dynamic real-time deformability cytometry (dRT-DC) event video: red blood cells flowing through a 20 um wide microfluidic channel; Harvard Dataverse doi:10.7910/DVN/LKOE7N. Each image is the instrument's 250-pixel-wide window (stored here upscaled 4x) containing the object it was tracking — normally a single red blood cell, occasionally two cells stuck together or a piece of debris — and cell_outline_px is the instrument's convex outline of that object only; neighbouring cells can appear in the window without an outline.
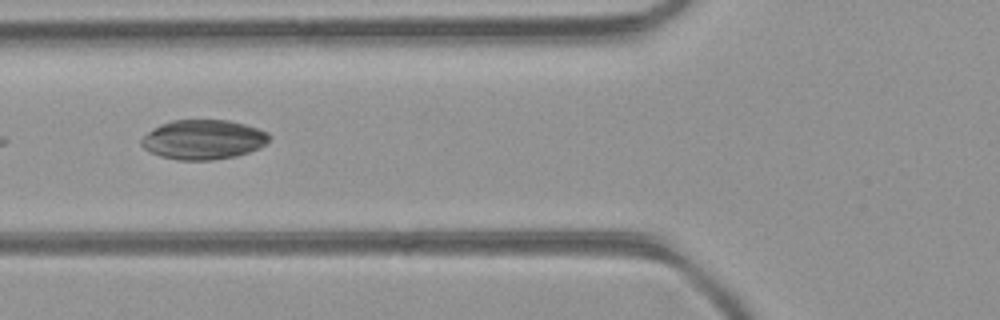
{"species": "common noctule bat (a hibernating species)", "species_latin": "Nyctalus noctula", "temperature_condition": "room temperature", "stored_images_in_passage": 5, "camera_frame_rate_fps": 3000, "um_per_image_px": 0.085, "animal": {"sex": "female", "body_mass_g": 21.9}, "frame": {"image": 1, "passage_image": 4, "time_ms": 1.0, "image_size_px": [1000, 320], "cell_outline_px": [[272, 136], [260, 148], [236, 156], [212, 160], [176, 160], [160, 156], [144, 148], [140, 144], [140, 140], [148, 132], [160, 124], [172, 120], [228, 120], [244, 124], [268, 132]], "centroid_in_image_um": [17.28, 11.86], "position_along_channel_um": 108.5, "area_um2": 29.48}}
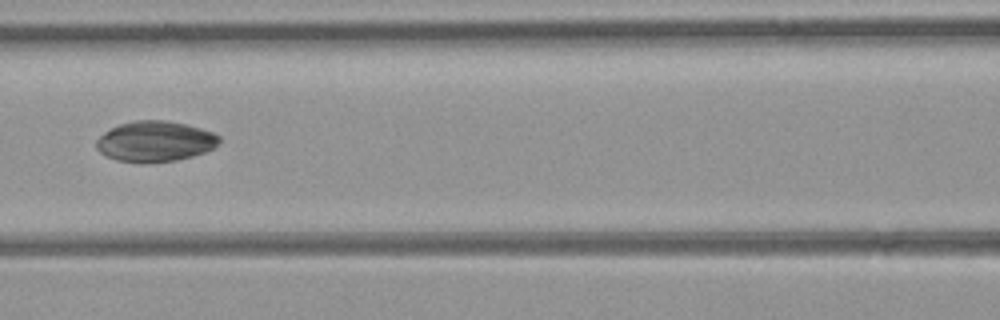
{"frame": {"image": 2, "passage_image": 5, "time_ms": 1.333, "image_size_px": [1000, 320], "cell_outline_px": [[220, 140], [212, 148], [204, 152], [192, 156], [176, 160], [140, 164], [116, 160], [100, 152], [96, 148], [96, 140], [104, 132], [120, 124], [136, 120], [164, 120], [184, 124], [200, 128], [212, 132], [220, 136]], "centroid_in_image_um": [13.15, 12.03], "position_along_channel_um": 153.4, "area_um2": 28.96}}